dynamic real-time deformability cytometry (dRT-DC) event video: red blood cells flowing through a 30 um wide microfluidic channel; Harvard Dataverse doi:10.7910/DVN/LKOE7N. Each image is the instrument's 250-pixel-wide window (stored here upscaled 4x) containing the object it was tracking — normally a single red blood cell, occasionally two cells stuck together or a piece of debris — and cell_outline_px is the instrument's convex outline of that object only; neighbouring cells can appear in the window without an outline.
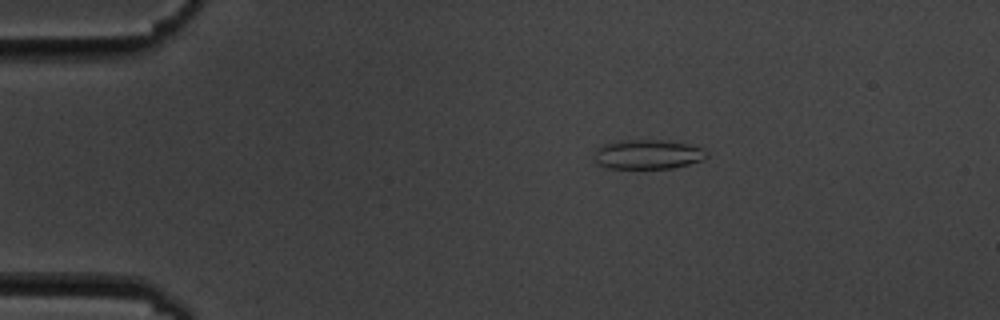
{"species": "common noctule bat (a hibernating species)", "species_latin": "Nyctalus noctula", "temperature_condition": "cold", "stored_images_in_passage": 4, "camera_frame_rate_fps": 3000, "um_per_image_px": 0.085, "animal": {"sex": "male", "body_mass_g": 19.5, "forearm_length_mm": 54.6}, "frame": {"image": 1, "passage_image": 3, "time_ms": 2.333, "image_size_px": [1000, 320], "cell_outline_px": [[708, 156], [700, 160], [688, 164], [672, 168], [604, 168], [596, 164], [596, 148], [604, 144], [616, 140], [660, 140], [688, 144], [704, 148], [708, 152]], "centroid_in_image_um": [55.05, 13.12], "position_along_channel_um": 30.0, "area_um2": 19.31}}